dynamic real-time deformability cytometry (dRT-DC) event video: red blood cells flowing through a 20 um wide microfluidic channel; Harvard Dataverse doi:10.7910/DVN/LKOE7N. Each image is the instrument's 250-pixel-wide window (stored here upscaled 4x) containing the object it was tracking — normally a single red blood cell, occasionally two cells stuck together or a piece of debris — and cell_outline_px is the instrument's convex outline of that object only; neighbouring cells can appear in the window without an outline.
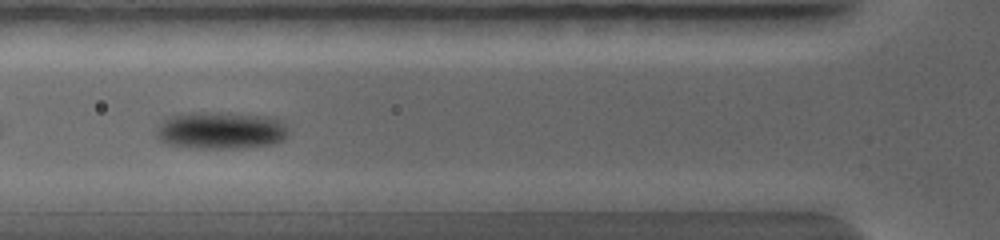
{"species": "common noctule bat (a hibernating species)", "species_latin": "Nyctalus noctula", "temperature_condition": "warm", "stored_images_in_passage": 5, "camera_frame_rate_fps": 5000, "um_per_image_px": 0.085, "animal": {"sex": "female", "body_mass_g": 19.0, "forearm_length_mm": 56.7}, "frame": {"image": 1, "passage_image": 3, "time_ms": 1.4, "image_size_px": [1000, 240], "cell_outline_px": [[284, 136], [280, 140], [272, 144], [244, 148], [196, 148], [168, 144], [160, 136], [160, 132], [176, 116], [256, 116], [268, 120], [276, 124], [284, 132]], "centroid_in_image_um": [18.8, 11.22], "position_along_channel_um": 107.0, "area_um2": 24.62}}
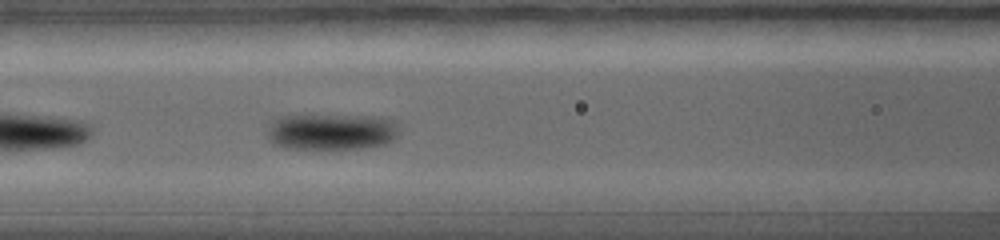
{"frame": {"image": 2, "passage_image": 4, "time_ms": 2.0, "image_size_px": [1000, 240], "cell_outline_px": [[392, 140], [384, 144], [364, 148], [328, 152], [284, 148], [272, 144], [272, 128], [284, 116], [296, 112], [388, 120], [392, 132]], "centroid_in_image_um": [28.02, 11.26], "position_along_channel_um": 138.6, "area_um2": 27.46}}